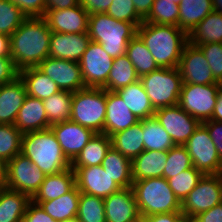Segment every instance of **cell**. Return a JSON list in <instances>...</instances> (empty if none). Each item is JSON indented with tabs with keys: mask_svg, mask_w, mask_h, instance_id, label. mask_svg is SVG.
I'll return each mask as SVG.
<instances>
[{
	"mask_svg": "<svg viewBox=\"0 0 222 222\" xmlns=\"http://www.w3.org/2000/svg\"><path fill=\"white\" fill-rule=\"evenodd\" d=\"M52 31L44 17H26L10 36V57L20 71L37 67L49 57Z\"/></svg>",
	"mask_w": 222,
	"mask_h": 222,
	"instance_id": "obj_1",
	"label": "cell"
},
{
	"mask_svg": "<svg viewBox=\"0 0 222 222\" xmlns=\"http://www.w3.org/2000/svg\"><path fill=\"white\" fill-rule=\"evenodd\" d=\"M141 38L158 67H178L188 34L178 26L142 22L137 28Z\"/></svg>",
	"mask_w": 222,
	"mask_h": 222,
	"instance_id": "obj_2",
	"label": "cell"
},
{
	"mask_svg": "<svg viewBox=\"0 0 222 222\" xmlns=\"http://www.w3.org/2000/svg\"><path fill=\"white\" fill-rule=\"evenodd\" d=\"M21 153L45 175L57 174L71 167L51 128L24 133Z\"/></svg>",
	"mask_w": 222,
	"mask_h": 222,
	"instance_id": "obj_3",
	"label": "cell"
},
{
	"mask_svg": "<svg viewBox=\"0 0 222 222\" xmlns=\"http://www.w3.org/2000/svg\"><path fill=\"white\" fill-rule=\"evenodd\" d=\"M88 36L101 44L109 56L125 55L129 41L137 34V27L130 22L119 21L106 13L89 15Z\"/></svg>",
	"mask_w": 222,
	"mask_h": 222,
	"instance_id": "obj_4",
	"label": "cell"
},
{
	"mask_svg": "<svg viewBox=\"0 0 222 222\" xmlns=\"http://www.w3.org/2000/svg\"><path fill=\"white\" fill-rule=\"evenodd\" d=\"M132 189L140 216L181 211V203L164 177L133 181Z\"/></svg>",
	"mask_w": 222,
	"mask_h": 222,
	"instance_id": "obj_5",
	"label": "cell"
},
{
	"mask_svg": "<svg viewBox=\"0 0 222 222\" xmlns=\"http://www.w3.org/2000/svg\"><path fill=\"white\" fill-rule=\"evenodd\" d=\"M107 90L86 87L73 93L70 120L94 133H104Z\"/></svg>",
	"mask_w": 222,
	"mask_h": 222,
	"instance_id": "obj_6",
	"label": "cell"
},
{
	"mask_svg": "<svg viewBox=\"0 0 222 222\" xmlns=\"http://www.w3.org/2000/svg\"><path fill=\"white\" fill-rule=\"evenodd\" d=\"M139 80L155 110L179 104L183 81L178 67H159Z\"/></svg>",
	"mask_w": 222,
	"mask_h": 222,
	"instance_id": "obj_7",
	"label": "cell"
},
{
	"mask_svg": "<svg viewBox=\"0 0 222 222\" xmlns=\"http://www.w3.org/2000/svg\"><path fill=\"white\" fill-rule=\"evenodd\" d=\"M222 202V174L204 175L181 203L185 219L192 220Z\"/></svg>",
	"mask_w": 222,
	"mask_h": 222,
	"instance_id": "obj_8",
	"label": "cell"
},
{
	"mask_svg": "<svg viewBox=\"0 0 222 222\" xmlns=\"http://www.w3.org/2000/svg\"><path fill=\"white\" fill-rule=\"evenodd\" d=\"M221 83L183 84L179 106L200 123L211 120Z\"/></svg>",
	"mask_w": 222,
	"mask_h": 222,
	"instance_id": "obj_9",
	"label": "cell"
},
{
	"mask_svg": "<svg viewBox=\"0 0 222 222\" xmlns=\"http://www.w3.org/2000/svg\"><path fill=\"white\" fill-rule=\"evenodd\" d=\"M193 166L208 174H222V162L219 158L207 128L201 123L193 135L184 144Z\"/></svg>",
	"mask_w": 222,
	"mask_h": 222,
	"instance_id": "obj_10",
	"label": "cell"
},
{
	"mask_svg": "<svg viewBox=\"0 0 222 222\" xmlns=\"http://www.w3.org/2000/svg\"><path fill=\"white\" fill-rule=\"evenodd\" d=\"M45 176L28 157L19 153L7 162L5 187L25 193L32 198L44 181Z\"/></svg>",
	"mask_w": 222,
	"mask_h": 222,
	"instance_id": "obj_11",
	"label": "cell"
},
{
	"mask_svg": "<svg viewBox=\"0 0 222 222\" xmlns=\"http://www.w3.org/2000/svg\"><path fill=\"white\" fill-rule=\"evenodd\" d=\"M113 61L114 58L102 49L101 44L91 41L79 61L85 87L103 88Z\"/></svg>",
	"mask_w": 222,
	"mask_h": 222,
	"instance_id": "obj_12",
	"label": "cell"
},
{
	"mask_svg": "<svg viewBox=\"0 0 222 222\" xmlns=\"http://www.w3.org/2000/svg\"><path fill=\"white\" fill-rule=\"evenodd\" d=\"M154 116L175 145H184L201 124L179 105L159 108L155 111Z\"/></svg>",
	"mask_w": 222,
	"mask_h": 222,
	"instance_id": "obj_13",
	"label": "cell"
},
{
	"mask_svg": "<svg viewBox=\"0 0 222 222\" xmlns=\"http://www.w3.org/2000/svg\"><path fill=\"white\" fill-rule=\"evenodd\" d=\"M178 69L183 84L208 85L219 83L214 79L202 50L189 42L183 49Z\"/></svg>",
	"mask_w": 222,
	"mask_h": 222,
	"instance_id": "obj_14",
	"label": "cell"
},
{
	"mask_svg": "<svg viewBox=\"0 0 222 222\" xmlns=\"http://www.w3.org/2000/svg\"><path fill=\"white\" fill-rule=\"evenodd\" d=\"M37 68L54 81L60 90L74 93L86 88L79 62L47 57Z\"/></svg>",
	"mask_w": 222,
	"mask_h": 222,
	"instance_id": "obj_15",
	"label": "cell"
},
{
	"mask_svg": "<svg viewBox=\"0 0 222 222\" xmlns=\"http://www.w3.org/2000/svg\"><path fill=\"white\" fill-rule=\"evenodd\" d=\"M71 168L75 172L76 187L81 193L105 199L120 189L101 165Z\"/></svg>",
	"mask_w": 222,
	"mask_h": 222,
	"instance_id": "obj_16",
	"label": "cell"
},
{
	"mask_svg": "<svg viewBox=\"0 0 222 222\" xmlns=\"http://www.w3.org/2000/svg\"><path fill=\"white\" fill-rule=\"evenodd\" d=\"M67 159L72 162L95 133L71 120L50 126Z\"/></svg>",
	"mask_w": 222,
	"mask_h": 222,
	"instance_id": "obj_17",
	"label": "cell"
},
{
	"mask_svg": "<svg viewBox=\"0 0 222 222\" xmlns=\"http://www.w3.org/2000/svg\"><path fill=\"white\" fill-rule=\"evenodd\" d=\"M52 32L56 33H87L89 13L80 3L74 7L59 10H46L43 16Z\"/></svg>",
	"mask_w": 222,
	"mask_h": 222,
	"instance_id": "obj_18",
	"label": "cell"
},
{
	"mask_svg": "<svg viewBox=\"0 0 222 222\" xmlns=\"http://www.w3.org/2000/svg\"><path fill=\"white\" fill-rule=\"evenodd\" d=\"M106 222H135L141 218L132 187L120 188L104 199Z\"/></svg>",
	"mask_w": 222,
	"mask_h": 222,
	"instance_id": "obj_19",
	"label": "cell"
},
{
	"mask_svg": "<svg viewBox=\"0 0 222 222\" xmlns=\"http://www.w3.org/2000/svg\"><path fill=\"white\" fill-rule=\"evenodd\" d=\"M91 42L88 33H56L50 36L49 57L79 62Z\"/></svg>",
	"mask_w": 222,
	"mask_h": 222,
	"instance_id": "obj_20",
	"label": "cell"
},
{
	"mask_svg": "<svg viewBox=\"0 0 222 222\" xmlns=\"http://www.w3.org/2000/svg\"><path fill=\"white\" fill-rule=\"evenodd\" d=\"M139 121L116 91H107L104 134L111 137Z\"/></svg>",
	"mask_w": 222,
	"mask_h": 222,
	"instance_id": "obj_21",
	"label": "cell"
},
{
	"mask_svg": "<svg viewBox=\"0 0 222 222\" xmlns=\"http://www.w3.org/2000/svg\"><path fill=\"white\" fill-rule=\"evenodd\" d=\"M27 96L23 81L18 76L0 88V124L14 125L18 111Z\"/></svg>",
	"mask_w": 222,
	"mask_h": 222,
	"instance_id": "obj_22",
	"label": "cell"
},
{
	"mask_svg": "<svg viewBox=\"0 0 222 222\" xmlns=\"http://www.w3.org/2000/svg\"><path fill=\"white\" fill-rule=\"evenodd\" d=\"M14 125L22 134L49 129L51 125L48 122L43 101L27 95Z\"/></svg>",
	"mask_w": 222,
	"mask_h": 222,
	"instance_id": "obj_23",
	"label": "cell"
},
{
	"mask_svg": "<svg viewBox=\"0 0 222 222\" xmlns=\"http://www.w3.org/2000/svg\"><path fill=\"white\" fill-rule=\"evenodd\" d=\"M168 151L144 150L131 161L132 180L163 177Z\"/></svg>",
	"mask_w": 222,
	"mask_h": 222,
	"instance_id": "obj_24",
	"label": "cell"
},
{
	"mask_svg": "<svg viewBox=\"0 0 222 222\" xmlns=\"http://www.w3.org/2000/svg\"><path fill=\"white\" fill-rule=\"evenodd\" d=\"M75 185V172L71 167L57 174L46 175L31 201L53 200L68 193Z\"/></svg>",
	"mask_w": 222,
	"mask_h": 222,
	"instance_id": "obj_25",
	"label": "cell"
},
{
	"mask_svg": "<svg viewBox=\"0 0 222 222\" xmlns=\"http://www.w3.org/2000/svg\"><path fill=\"white\" fill-rule=\"evenodd\" d=\"M80 191L76 185L66 194L50 201H32L38 204L51 218L61 222L77 217Z\"/></svg>",
	"mask_w": 222,
	"mask_h": 222,
	"instance_id": "obj_26",
	"label": "cell"
},
{
	"mask_svg": "<svg viewBox=\"0 0 222 222\" xmlns=\"http://www.w3.org/2000/svg\"><path fill=\"white\" fill-rule=\"evenodd\" d=\"M31 198L7 187L0 188V222H22Z\"/></svg>",
	"mask_w": 222,
	"mask_h": 222,
	"instance_id": "obj_27",
	"label": "cell"
},
{
	"mask_svg": "<svg viewBox=\"0 0 222 222\" xmlns=\"http://www.w3.org/2000/svg\"><path fill=\"white\" fill-rule=\"evenodd\" d=\"M116 92L139 120L154 116L156 110L153 108L140 80L120 88Z\"/></svg>",
	"mask_w": 222,
	"mask_h": 222,
	"instance_id": "obj_28",
	"label": "cell"
},
{
	"mask_svg": "<svg viewBox=\"0 0 222 222\" xmlns=\"http://www.w3.org/2000/svg\"><path fill=\"white\" fill-rule=\"evenodd\" d=\"M28 96L42 101L60 91L57 84L37 67H28L19 71Z\"/></svg>",
	"mask_w": 222,
	"mask_h": 222,
	"instance_id": "obj_29",
	"label": "cell"
},
{
	"mask_svg": "<svg viewBox=\"0 0 222 222\" xmlns=\"http://www.w3.org/2000/svg\"><path fill=\"white\" fill-rule=\"evenodd\" d=\"M188 42L200 46L222 43V13L212 11L188 33Z\"/></svg>",
	"mask_w": 222,
	"mask_h": 222,
	"instance_id": "obj_30",
	"label": "cell"
},
{
	"mask_svg": "<svg viewBox=\"0 0 222 222\" xmlns=\"http://www.w3.org/2000/svg\"><path fill=\"white\" fill-rule=\"evenodd\" d=\"M111 146V137L104 133H95L78 156L71 162V167L101 165Z\"/></svg>",
	"mask_w": 222,
	"mask_h": 222,
	"instance_id": "obj_31",
	"label": "cell"
},
{
	"mask_svg": "<svg viewBox=\"0 0 222 222\" xmlns=\"http://www.w3.org/2000/svg\"><path fill=\"white\" fill-rule=\"evenodd\" d=\"M112 146L131 161L144 151L142 120L111 136Z\"/></svg>",
	"mask_w": 222,
	"mask_h": 222,
	"instance_id": "obj_32",
	"label": "cell"
},
{
	"mask_svg": "<svg viewBox=\"0 0 222 222\" xmlns=\"http://www.w3.org/2000/svg\"><path fill=\"white\" fill-rule=\"evenodd\" d=\"M101 166L120 188L132 187L131 160L122 155L113 146L108 150Z\"/></svg>",
	"mask_w": 222,
	"mask_h": 222,
	"instance_id": "obj_33",
	"label": "cell"
},
{
	"mask_svg": "<svg viewBox=\"0 0 222 222\" xmlns=\"http://www.w3.org/2000/svg\"><path fill=\"white\" fill-rule=\"evenodd\" d=\"M212 11V0H181L178 27L188 34Z\"/></svg>",
	"mask_w": 222,
	"mask_h": 222,
	"instance_id": "obj_34",
	"label": "cell"
},
{
	"mask_svg": "<svg viewBox=\"0 0 222 222\" xmlns=\"http://www.w3.org/2000/svg\"><path fill=\"white\" fill-rule=\"evenodd\" d=\"M144 150L168 151L175 146L155 116L142 119Z\"/></svg>",
	"mask_w": 222,
	"mask_h": 222,
	"instance_id": "obj_35",
	"label": "cell"
},
{
	"mask_svg": "<svg viewBox=\"0 0 222 222\" xmlns=\"http://www.w3.org/2000/svg\"><path fill=\"white\" fill-rule=\"evenodd\" d=\"M125 55L133 64L139 78L159 68L147 46L137 34L129 41Z\"/></svg>",
	"mask_w": 222,
	"mask_h": 222,
	"instance_id": "obj_36",
	"label": "cell"
},
{
	"mask_svg": "<svg viewBox=\"0 0 222 222\" xmlns=\"http://www.w3.org/2000/svg\"><path fill=\"white\" fill-rule=\"evenodd\" d=\"M139 79L129 58L126 55H122L114 58L107 84L103 89L107 91H117L120 88L137 82Z\"/></svg>",
	"mask_w": 222,
	"mask_h": 222,
	"instance_id": "obj_37",
	"label": "cell"
},
{
	"mask_svg": "<svg viewBox=\"0 0 222 222\" xmlns=\"http://www.w3.org/2000/svg\"><path fill=\"white\" fill-rule=\"evenodd\" d=\"M72 98L73 92L60 90L43 100L50 125L70 120Z\"/></svg>",
	"mask_w": 222,
	"mask_h": 222,
	"instance_id": "obj_38",
	"label": "cell"
},
{
	"mask_svg": "<svg viewBox=\"0 0 222 222\" xmlns=\"http://www.w3.org/2000/svg\"><path fill=\"white\" fill-rule=\"evenodd\" d=\"M77 218L80 222H106L104 199L80 192Z\"/></svg>",
	"mask_w": 222,
	"mask_h": 222,
	"instance_id": "obj_39",
	"label": "cell"
},
{
	"mask_svg": "<svg viewBox=\"0 0 222 222\" xmlns=\"http://www.w3.org/2000/svg\"><path fill=\"white\" fill-rule=\"evenodd\" d=\"M179 5L172 0H154L149 15L143 22L178 26Z\"/></svg>",
	"mask_w": 222,
	"mask_h": 222,
	"instance_id": "obj_40",
	"label": "cell"
},
{
	"mask_svg": "<svg viewBox=\"0 0 222 222\" xmlns=\"http://www.w3.org/2000/svg\"><path fill=\"white\" fill-rule=\"evenodd\" d=\"M22 133L15 125L0 124V157L9 162L21 153Z\"/></svg>",
	"mask_w": 222,
	"mask_h": 222,
	"instance_id": "obj_41",
	"label": "cell"
},
{
	"mask_svg": "<svg viewBox=\"0 0 222 222\" xmlns=\"http://www.w3.org/2000/svg\"><path fill=\"white\" fill-rule=\"evenodd\" d=\"M205 174L194 166L168 179V183L176 198L183 202L189 192L196 187Z\"/></svg>",
	"mask_w": 222,
	"mask_h": 222,
	"instance_id": "obj_42",
	"label": "cell"
},
{
	"mask_svg": "<svg viewBox=\"0 0 222 222\" xmlns=\"http://www.w3.org/2000/svg\"><path fill=\"white\" fill-rule=\"evenodd\" d=\"M163 177L169 179L193 167L190 155L184 145H175L168 150Z\"/></svg>",
	"mask_w": 222,
	"mask_h": 222,
	"instance_id": "obj_43",
	"label": "cell"
},
{
	"mask_svg": "<svg viewBox=\"0 0 222 222\" xmlns=\"http://www.w3.org/2000/svg\"><path fill=\"white\" fill-rule=\"evenodd\" d=\"M26 16L10 0H0V33L11 36Z\"/></svg>",
	"mask_w": 222,
	"mask_h": 222,
	"instance_id": "obj_44",
	"label": "cell"
},
{
	"mask_svg": "<svg viewBox=\"0 0 222 222\" xmlns=\"http://www.w3.org/2000/svg\"><path fill=\"white\" fill-rule=\"evenodd\" d=\"M106 14L116 20L133 23L137 28L143 22V19L137 14L132 0H113Z\"/></svg>",
	"mask_w": 222,
	"mask_h": 222,
	"instance_id": "obj_45",
	"label": "cell"
},
{
	"mask_svg": "<svg viewBox=\"0 0 222 222\" xmlns=\"http://www.w3.org/2000/svg\"><path fill=\"white\" fill-rule=\"evenodd\" d=\"M198 47L208 61L214 79L222 84V43H208Z\"/></svg>",
	"mask_w": 222,
	"mask_h": 222,
	"instance_id": "obj_46",
	"label": "cell"
},
{
	"mask_svg": "<svg viewBox=\"0 0 222 222\" xmlns=\"http://www.w3.org/2000/svg\"><path fill=\"white\" fill-rule=\"evenodd\" d=\"M20 8L26 17H43L46 11V0H10Z\"/></svg>",
	"mask_w": 222,
	"mask_h": 222,
	"instance_id": "obj_47",
	"label": "cell"
},
{
	"mask_svg": "<svg viewBox=\"0 0 222 222\" xmlns=\"http://www.w3.org/2000/svg\"><path fill=\"white\" fill-rule=\"evenodd\" d=\"M19 76L11 57H0V85L10 83Z\"/></svg>",
	"mask_w": 222,
	"mask_h": 222,
	"instance_id": "obj_48",
	"label": "cell"
},
{
	"mask_svg": "<svg viewBox=\"0 0 222 222\" xmlns=\"http://www.w3.org/2000/svg\"><path fill=\"white\" fill-rule=\"evenodd\" d=\"M22 222H58L51 218L38 204L30 202Z\"/></svg>",
	"mask_w": 222,
	"mask_h": 222,
	"instance_id": "obj_49",
	"label": "cell"
},
{
	"mask_svg": "<svg viewBox=\"0 0 222 222\" xmlns=\"http://www.w3.org/2000/svg\"><path fill=\"white\" fill-rule=\"evenodd\" d=\"M202 124L207 128L222 162V123L213 120H207Z\"/></svg>",
	"mask_w": 222,
	"mask_h": 222,
	"instance_id": "obj_50",
	"label": "cell"
},
{
	"mask_svg": "<svg viewBox=\"0 0 222 222\" xmlns=\"http://www.w3.org/2000/svg\"><path fill=\"white\" fill-rule=\"evenodd\" d=\"M142 222H183L184 214L181 211L155 214L151 216H141Z\"/></svg>",
	"mask_w": 222,
	"mask_h": 222,
	"instance_id": "obj_51",
	"label": "cell"
},
{
	"mask_svg": "<svg viewBox=\"0 0 222 222\" xmlns=\"http://www.w3.org/2000/svg\"><path fill=\"white\" fill-rule=\"evenodd\" d=\"M113 0H80V5L89 15L106 13Z\"/></svg>",
	"mask_w": 222,
	"mask_h": 222,
	"instance_id": "obj_52",
	"label": "cell"
},
{
	"mask_svg": "<svg viewBox=\"0 0 222 222\" xmlns=\"http://www.w3.org/2000/svg\"><path fill=\"white\" fill-rule=\"evenodd\" d=\"M193 222H222V202L202 212L192 219Z\"/></svg>",
	"mask_w": 222,
	"mask_h": 222,
	"instance_id": "obj_53",
	"label": "cell"
},
{
	"mask_svg": "<svg viewBox=\"0 0 222 222\" xmlns=\"http://www.w3.org/2000/svg\"><path fill=\"white\" fill-rule=\"evenodd\" d=\"M80 3V0H46V10L67 9Z\"/></svg>",
	"mask_w": 222,
	"mask_h": 222,
	"instance_id": "obj_54",
	"label": "cell"
},
{
	"mask_svg": "<svg viewBox=\"0 0 222 222\" xmlns=\"http://www.w3.org/2000/svg\"><path fill=\"white\" fill-rule=\"evenodd\" d=\"M137 14L144 20L150 13L154 0H132Z\"/></svg>",
	"mask_w": 222,
	"mask_h": 222,
	"instance_id": "obj_55",
	"label": "cell"
},
{
	"mask_svg": "<svg viewBox=\"0 0 222 222\" xmlns=\"http://www.w3.org/2000/svg\"><path fill=\"white\" fill-rule=\"evenodd\" d=\"M211 120L222 123V87L218 91Z\"/></svg>",
	"mask_w": 222,
	"mask_h": 222,
	"instance_id": "obj_56",
	"label": "cell"
},
{
	"mask_svg": "<svg viewBox=\"0 0 222 222\" xmlns=\"http://www.w3.org/2000/svg\"><path fill=\"white\" fill-rule=\"evenodd\" d=\"M0 57H10V36L0 33Z\"/></svg>",
	"mask_w": 222,
	"mask_h": 222,
	"instance_id": "obj_57",
	"label": "cell"
},
{
	"mask_svg": "<svg viewBox=\"0 0 222 222\" xmlns=\"http://www.w3.org/2000/svg\"><path fill=\"white\" fill-rule=\"evenodd\" d=\"M7 179V161L0 157V188L5 187Z\"/></svg>",
	"mask_w": 222,
	"mask_h": 222,
	"instance_id": "obj_58",
	"label": "cell"
},
{
	"mask_svg": "<svg viewBox=\"0 0 222 222\" xmlns=\"http://www.w3.org/2000/svg\"><path fill=\"white\" fill-rule=\"evenodd\" d=\"M213 11L222 13V0H212Z\"/></svg>",
	"mask_w": 222,
	"mask_h": 222,
	"instance_id": "obj_59",
	"label": "cell"
},
{
	"mask_svg": "<svg viewBox=\"0 0 222 222\" xmlns=\"http://www.w3.org/2000/svg\"><path fill=\"white\" fill-rule=\"evenodd\" d=\"M61 222H80V221L77 217H75V218L67 219V220H64V221H61Z\"/></svg>",
	"mask_w": 222,
	"mask_h": 222,
	"instance_id": "obj_60",
	"label": "cell"
},
{
	"mask_svg": "<svg viewBox=\"0 0 222 222\" xmlns=\"http://www.w3.org/2000/svg\"><path fill=\"white\" fill-rule=\"evenodd\" d=\"M175 4L179 5V3L181 2V0H172Z\"/></svg>",
	"mask_w": 222,
	"mask_h": 222,
	"instance_id": "obj_61",
	"label": "cell"
},
{
	"mask_svg": "<svg viewBox=\"0 0 222 222\" xmlns=\"http://www.w3.org/2000/svg\"><path fill=\"white\" fill-rule=\"evenodd\" d=\"M183 222H193V221L189 219H185Z\"/></svg>",
	"mask_w": 222,
	"mask_h": 222,
	"instance_id": "obj_62",
	"label": "cell"
},
{
	"mask_svg": "<svg viewBox=\"0 0 222 222\" xmlns=\"http://www.w3.org/2000/svg\"><path fill=\"white\" fill-rule=\"evenodd\" d=\"M135 222H142L141 218L139 220H136Z\"/></svg>",
	"mask_w": 222,
	"mask_h": 222,
	"instance_id": "obj_63",
	"label": "cell"
}]
</instances>
